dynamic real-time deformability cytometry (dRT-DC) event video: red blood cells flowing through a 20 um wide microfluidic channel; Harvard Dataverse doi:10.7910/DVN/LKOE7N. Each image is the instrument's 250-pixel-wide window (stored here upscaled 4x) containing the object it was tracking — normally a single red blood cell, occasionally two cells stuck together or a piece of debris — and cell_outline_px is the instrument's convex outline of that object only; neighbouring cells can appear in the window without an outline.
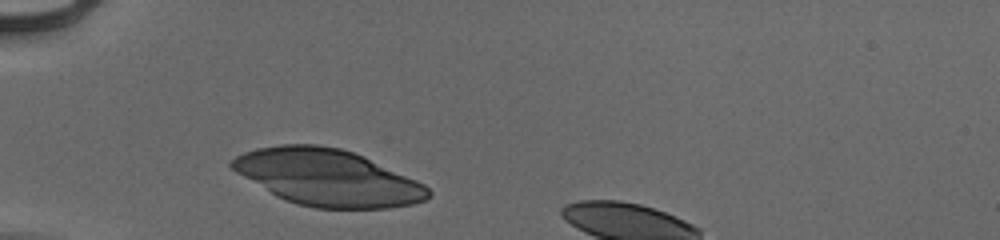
{"species": "human", "species_latin": "Homo sapiens", "temperature_condition": "cold", "stored_images_in_passage": 29, "camera_frame_rate_fps": 3000, "um_per_image_px": 0.085, "donor": {"sex": "male"}, "frame": {"image": 1, "passage_image": 1, "time_ms": 0.0, "image_size_px": [1000, 240], "cell_outline_px": [[432, 196], [424, 200], [412, 204], [388, 208], [316, 208], [296, 204], [276, 196], [236, 172], [228, 164], [236, 156], [244, 152], [256, 148], [280, 144], [316, 144], [340, 148], [364, 156], [416, 180], [424, 184], [432, 192]], "centroid_in_image_um": [27.84, 15.09], "position_along_channel_um": 57.2, "area_um2": 64.33}}